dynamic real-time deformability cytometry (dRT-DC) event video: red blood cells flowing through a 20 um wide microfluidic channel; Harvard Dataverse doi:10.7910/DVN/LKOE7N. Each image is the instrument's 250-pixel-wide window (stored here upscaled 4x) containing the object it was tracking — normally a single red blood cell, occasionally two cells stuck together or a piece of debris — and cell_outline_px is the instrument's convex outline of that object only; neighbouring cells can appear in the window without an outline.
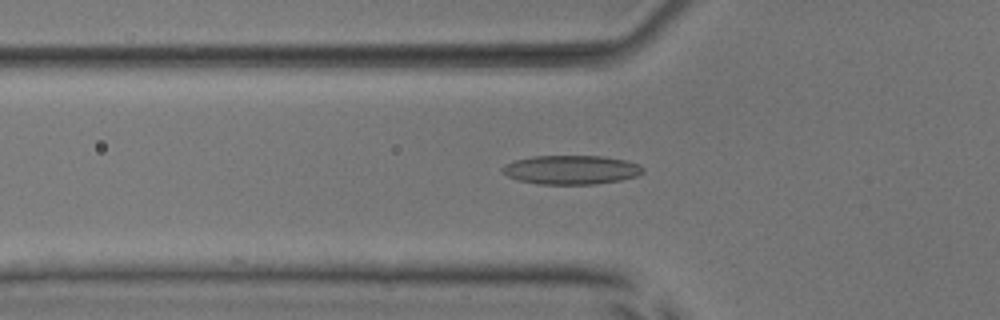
{"species": "common noctule bat (a hibernating species)", "species_latin": "Nyctalus noctula", "temperature_condition": "room temperature", "stored_images_in_passage": 38, "camera_frame_rate_fps": 3000, "um_per_image_px": 0.085, "animal": {"sex": "male", "body_mass_g": 17.9, "forearm_length_mm": 54.2}, "frame": {"image": 1, "passage_image": 4, "time_ms": 1.0, "image_size_px": [1000, 320], "cell_outline_px": [[644, 172], [636, 176], [620, 180], [596, 184], [540, 184], [516, 180], [500, 172], [500, 168], [504, 164], [516, 160], [536, 156], [604, 156], [624, 160], [640, 164], [644, 168]], "centroid_in_image_um": [48.53, 14.43], "position_along_channel_um": 77.3, "area_um2": 23.87}}
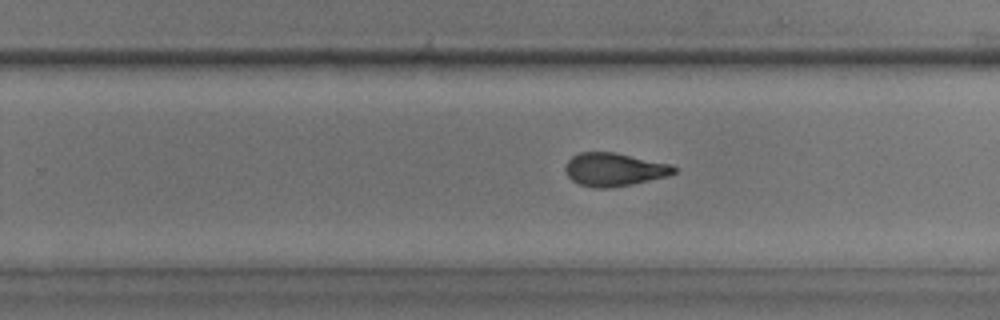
{"frame": {"image": 2, "passage_image": 19, "time_ms": 6.0, "image_size_px": [1000, 320], "cell_outline_px": [[680, 168], [676, 172], [668, 176], [632, 184], [612, 188], [596, 188], [580, 184], [572, 180], [568, 176], [564, 168], [568, 160], [572, 156], [580, 152], [616, 152], [672, 164]], "centroid_in_image_um": [52.25, 14.4], "position_along_channel_um": 277.6, "area_um2": 21.27}}
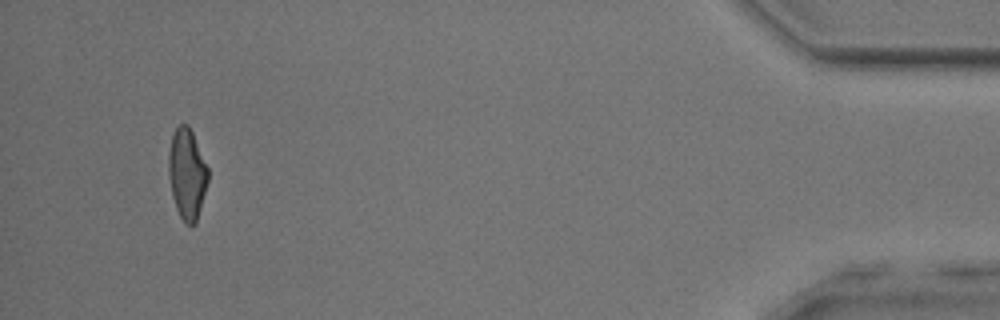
{"frame": {"image": 3, "passage_image": 35, "time_ms": 11.333, "image_size_px": [1000, 320], "cell_outline_px": [[208, 180], [196, 224], [188, 224], [180, 216], [176, 208], [172, 196], [168, 172], [168, 152], [172, 136], [176, 128], [180, 124], [188, 124], [192, 132], [208, 168]], "centroid_in_image_um": [15.88, 14.77], "position_along_channel_um": 419.3, "area_um2": 20.63}, "authors_computed_cell_mechanics": {"area_um2": 21.3282, "velocity_mm_per_s": 4.0126, "shape_relaxation_time_tau1_ms": 5.408, "shape_relaxation_time_tau2_ms": 1.5565, "deformation_change_tau1": 0.183, "deformation_change_tau2": 0.093}}